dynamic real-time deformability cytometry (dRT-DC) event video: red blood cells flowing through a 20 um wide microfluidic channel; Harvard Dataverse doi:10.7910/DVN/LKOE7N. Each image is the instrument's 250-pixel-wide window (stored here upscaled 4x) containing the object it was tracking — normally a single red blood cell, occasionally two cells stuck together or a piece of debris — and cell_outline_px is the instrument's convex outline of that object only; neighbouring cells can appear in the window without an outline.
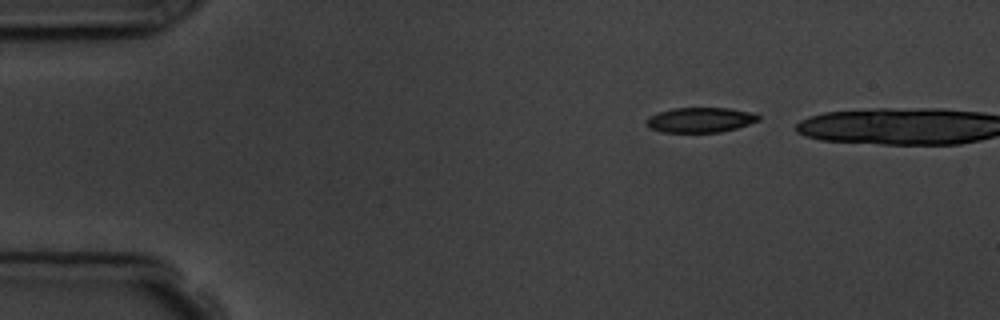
{"species": "common noctule bat (a hibernating species)", "species_latin": "Nyctalus noctula", "temperature_condition": "room temperature", "stored_images_in_passage": 2, "camera_frame_rate_fps": 3000, "um_per_image_px": 0.085, "animal": {"sex": "male", "body_mass_g": 19.5, "forearm_length_mm": 54.6}, "frame": {"image": 1, "passage_image": 1, "time_ms": 0.0, "image_size_px": [1000, 320], "cell_outline_px": [[760, 120], [736, 128], [720, 132], [664, 132], [652, 128], [644, 120], [648, 116], [672, 108], [728, 108], [756, 112], [760, 116]], "centroid_in_image_um": [59.57, 10.18], "position_along_channel_um": 25.4, "area_um2": 16.3}}